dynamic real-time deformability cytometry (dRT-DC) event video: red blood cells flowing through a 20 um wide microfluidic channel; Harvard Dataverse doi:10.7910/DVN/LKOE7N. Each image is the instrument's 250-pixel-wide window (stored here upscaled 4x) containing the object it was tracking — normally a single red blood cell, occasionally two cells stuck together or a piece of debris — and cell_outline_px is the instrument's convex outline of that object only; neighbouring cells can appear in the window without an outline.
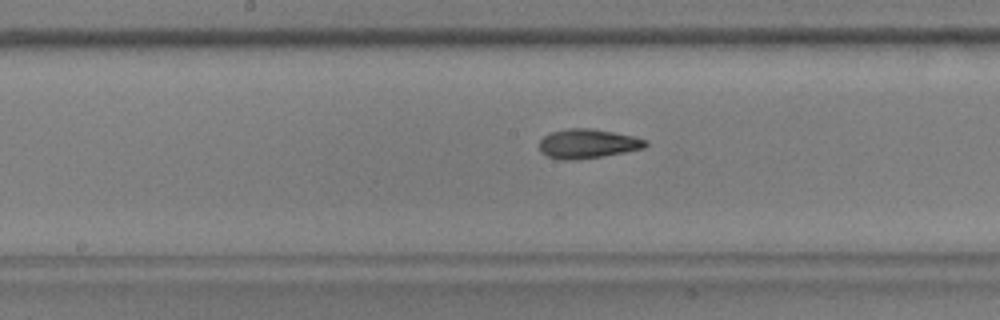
{"species": "common noctule bat (a hibernating species)", "species_latin": "Nyctalus noctula", "temperature_condition": "warm", "stored_images_in_passage": 33, "camera_frame_rate_fps": 3000, "um_per_image_px": 0.085, "animal": {"sex": "male", "body_mass_g": 17.9, "forearm_length_mm": 54.2}, "frame": {"image": 1, "passage_image": 14, "time_ms": 4.333, "image_size_px": [1000, 320], "cell_outline_px": [[648, 144], [644, 148], [604, 156], [572, 160], [564, 160], [548, 156], [540, 152], [540, 140], [544, 136], [552, 132], [568, 128], [592, 128], [632, 136], [648, 140]], "centroid_in_image_um": [49.95, 12.21], "position_along_channel_um": 198.2, "area_um2": 18.03}}
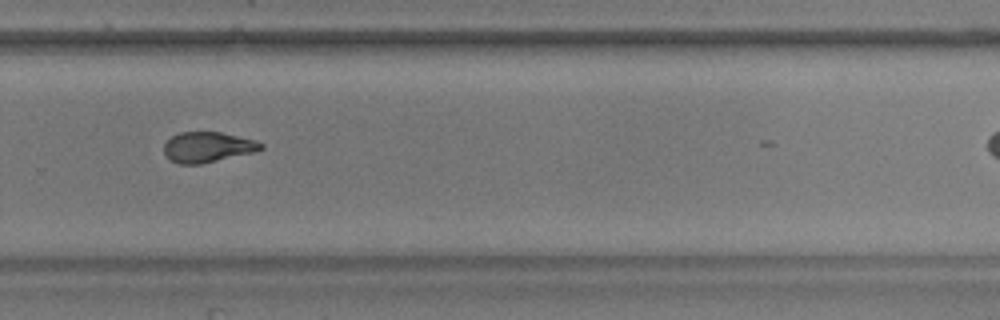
{"frame": {"image": 2, "passage_image": 23, "time_ms": 7.333, "image_size_px": [1000, 320], "cell_outline_px": [[264, 148], [252, 152], [200, 164], [180, 164], [172, 160], [164, 152], [164, 144], [172, 136], [180, 132], [220, 132], [256, 140], [264, 144]], "centroid_in_image_um": [17.66, 12.49], "position_along_channel_um": 312.1, "area_um2": 16.88}}
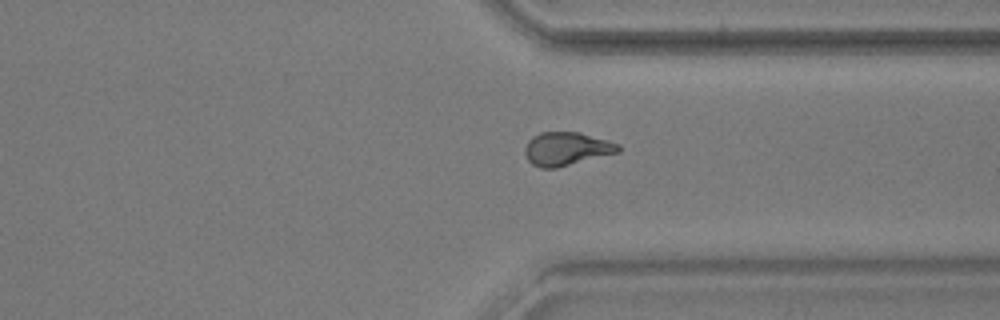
{"frame": {"image": 3, "passage_image": 27, "time_ms": 8.667, "image_size_px": [1000, 320], "cell_outline_px": [[620, 152], [556, 168], [540, 168], [532, 164], [528, 160], [524, 152], [524, 148], [528, 140], [532, 136], [540, 132], [580, 132], [608, 140], [620, 144]], "centroid_in_image_um": [48.15, 12.64], "position_along_channel_um": 363.3, "area_um2": 18.32}, "authors_computed_cell_mechanics": {"area_um2": 18.0914, "velocity_mm_per_s": 3.8059, "shape_relaxation_time_tau1_ms": 7.2665, "shape_relaxation_time_tau2_ms": 2.0388, "deformation_change_tau1": 0.1899, "deformation_change_tau2": 0.0888}}